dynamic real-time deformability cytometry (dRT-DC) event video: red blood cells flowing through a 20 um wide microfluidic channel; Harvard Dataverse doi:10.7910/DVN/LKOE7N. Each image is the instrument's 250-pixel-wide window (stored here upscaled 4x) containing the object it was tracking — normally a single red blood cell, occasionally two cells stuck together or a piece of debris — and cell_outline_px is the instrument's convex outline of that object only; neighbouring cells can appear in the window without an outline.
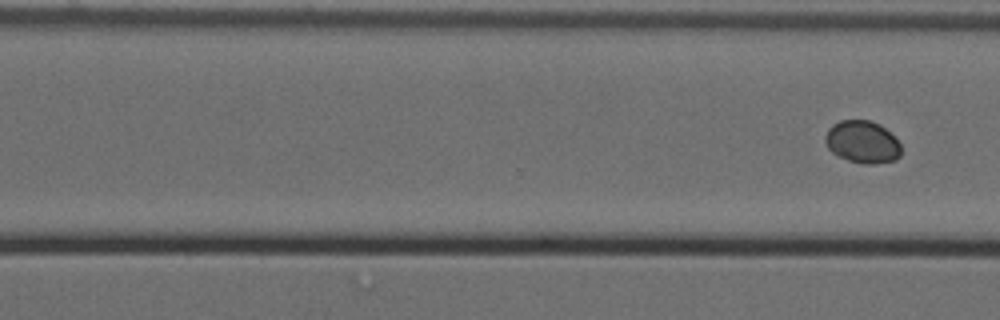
{"species": "Egyptian fruit bat (a non-hibernating species)", "species_latin": "Rousettus aegyptiacus", "temperature_condition": "cold", "stored_images_in_passage": 36, "camera_frame_rate_fps": 3000, "um_per_image_px": 0.085, "animal": {"sex": "female"}, "frame": {"image": 1, "passage_image": 36, "time_ms": 11.667, "image_size_px": [1000, 320], "cell_outline_px": [[900, 156], [896, 160], [876, 164], [864, 164], [848, 160], [836, 156], [828, 148], [824, 140], [824, 136], [828, 128], [832, 124], [840, 120], [868, 120], [880, 124], [900, 144]], "centroid_in_image_um": [73.26, 12.07], "position_along_channel_um": 297.3, "area_um2": 18.84}}